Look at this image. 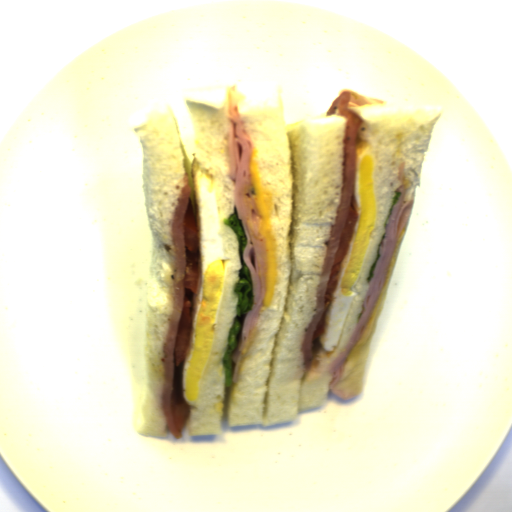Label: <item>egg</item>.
Segmentation results:
<instances>
[{
  "instance_id": "egg-1",
  "label": "egg",
  "mask_w": 512,
  "mask_h": 512,
  "mask_svg": "<svg viewBox=\"0 0 512 512\" xmlns=\"http://www.w3.org/2000/svg\"><path fill=\"white\" fill-rule=\"evenodd\" d=\"M199 262L196 295L191 302L190 341L180 366V391L186 405L196 404L213 352L230 262L225 252L217 186L198 157L191 163Z\"/></svg>"
},
{
  "instance_id": "egg-2",
  "label": "egg",
  "mask_w": 512,
  "mask_h": 512,
  "mask_svg": "<svg viewBox=\"0 0 512 512\" xmlns=\"http://www.w3.org/2000/svg\"><path fill=\"white\" fill-rule=\"evenodd\" d=\"M375 167L371 146L367 141L357 140L356 180L350 203L357 212V220L347 253L340 263L331 303L323 318L324 333L318 337L319 343L328 353L334 351L342 335L376 227Z\"/></svg>"
}]
</instances>
